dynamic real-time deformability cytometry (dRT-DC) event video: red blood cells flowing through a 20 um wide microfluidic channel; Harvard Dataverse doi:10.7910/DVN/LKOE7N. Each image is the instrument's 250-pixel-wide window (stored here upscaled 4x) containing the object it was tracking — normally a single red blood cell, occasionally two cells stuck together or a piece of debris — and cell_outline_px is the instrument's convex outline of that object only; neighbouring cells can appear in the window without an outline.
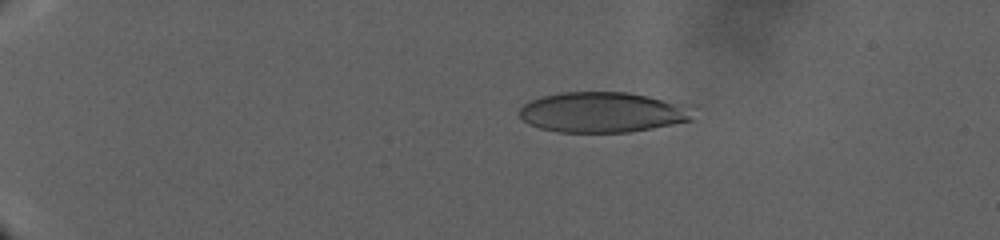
{"species": "human", "species_latin": "Homo sapiens", "temperature_condition": "warm", "stored_images_in_passage": 73, "camera_frame_rate_fps": 3000, "um_per_image_px": 0.085, "donor": {"sex": "male"}, "frame": {"image": 1, "passage_image": 4, "time_ms": 1.333, "image_size_px": [1000, 240], "cell_outline_px": [[692, 120], [652, 128], [628, 132], [556, 132], [540, 128], [528, 124], [520, 116], [520, 108], [528, 100], [540, 96], [560, 92], [628, 92], [660, 100], [672, 104], [688, 116]], "centroid_in_image_um": [50.94, 9.55], "position_along_channel_um": 34.1, "area_um2": 39.48}}
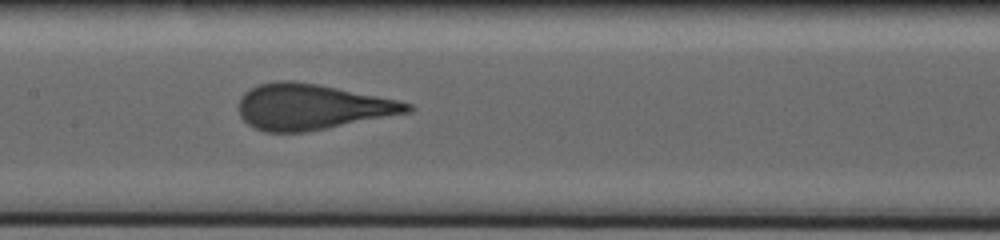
{"frame": {"image": 2, "passage_image": 31, "time_ms": 16.333, "image_size_px": [1000, 240], "cell_outline_px": [[416, 108], [412, 112], [304, 132], [264, 132], [248, 124], [240, 116], [240, 96], [244, 92], [260, 84], [276, 80], [292, 80], [320, 84], [396, 100], [412, 104]], "centroid_in_image_um": [26.51, 9.07], "position_along_channel_um": 180.9, "area_um2": 44.68}}
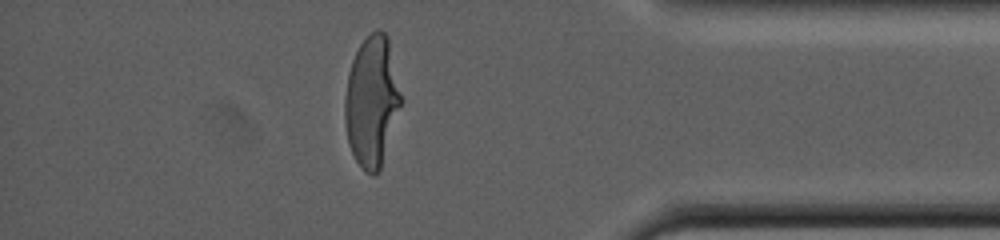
{"frame": {"image": 3, "passage_image": 59, "time_ms": 30.667, "image_size_px": [1000, 240], "cell_outline_px": [[400, 104], [380, 168], [372, 176], [364, 172], [356, 160], [348, 144], [344, 124], [344, 96], [348, 72], [352, 60], [360, 44], [376, 28], [380, 28], [388, 36], [400, 92]], "centroid_in_image_um": [31.55, 8.59], "position_along_channel_um": 403.6, "area_um2": 42.19}}